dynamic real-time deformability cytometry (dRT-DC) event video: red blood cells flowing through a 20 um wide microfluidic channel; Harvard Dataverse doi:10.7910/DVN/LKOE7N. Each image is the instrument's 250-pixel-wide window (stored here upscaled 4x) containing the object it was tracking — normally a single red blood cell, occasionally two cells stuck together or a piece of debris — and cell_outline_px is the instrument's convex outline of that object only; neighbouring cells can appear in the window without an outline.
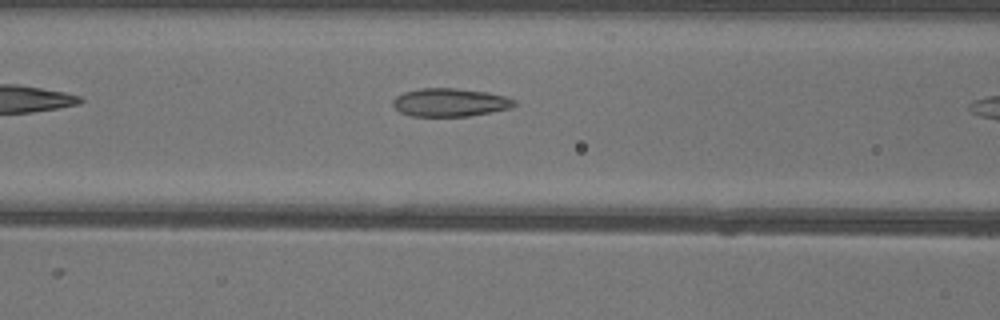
{"species": "common noctule bat (a hibernating species)", "species_latin": "Nyctalus noctula", "temperature_condition": "warm", "stored_images_in_passage": 7, "camera_frame_rate_fps": 3000, "um_per_image_px": 0.085, "animal": {"sex": "female"}, "frame": {"image": 1, "passage_image": 6, "time_ms": 1.667, "image_size_px": [1000, 320], "cell_outline_px": [[516, 104], [512, 108], [468, 116], [412, 116], [400, 112], [392, 104], [392, 100], [396, 96], [404, 92], [420, 88], [456, 88], [488, 92], [504, 96], [516, 100]], "centroid_in_image_um": [38.25, 8.7], "position_along_channel_um": 128.3, "area_um2": 20.0}}